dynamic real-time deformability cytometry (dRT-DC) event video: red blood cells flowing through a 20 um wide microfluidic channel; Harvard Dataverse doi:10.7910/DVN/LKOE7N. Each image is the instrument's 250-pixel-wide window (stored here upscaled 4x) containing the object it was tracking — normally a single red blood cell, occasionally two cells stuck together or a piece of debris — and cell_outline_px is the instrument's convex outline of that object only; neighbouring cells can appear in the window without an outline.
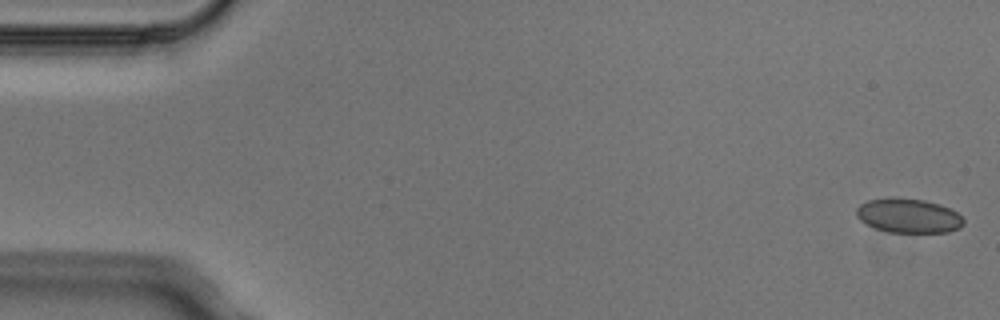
{"species": "Egyptian fruit bat (a non-hibernating species)", "species_latin": "Rousettus aegyptiacus", "temperature_condition": "cold", "stored_images_in_passage": 5, "camera_frame_rate_fps": 3000, "um_per_image_px": 0.085, "animal": {"sex": "male"}, "frame": {"image": 1, "passage_image": 1, "time_ms": 0.0, "image_size_px": [1000, 320], "cell_outline_px": [[964, 224], [960, 228], [948, 232], [888, 232], [876, 228], [860, 220], [856, 216], [856, 208], [860, 204], [868, 200], [888, 196], [892, 196], [924, 200], [940, 204], [956, 212], [964, 220]], "centroid_in_image_um": [77.2, 18.31], "position_along_channel_um": 7.8, "area_um2": 21.62}}
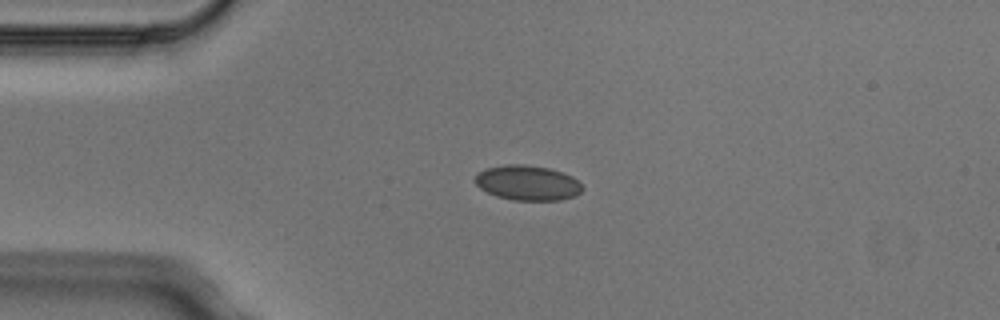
{"frame": {"image": 2, "passage_image": 4, "time_ms": 1.0, "image_size_px": [1000, 320], "cell_outline_px": [[584, 188], [576, 196], [560, 200], [512, 200], [496, 196], [480, 188], [476, 184], [476, 176], [480, 172], [488, 168], [508, 164], [524, 164], [548, 168], [564, 172], [572, 176]], "centroid_in_image_um": [44.88, 15.55], "position_along_channel_um": 40.1, "area_um2": 21.73}}